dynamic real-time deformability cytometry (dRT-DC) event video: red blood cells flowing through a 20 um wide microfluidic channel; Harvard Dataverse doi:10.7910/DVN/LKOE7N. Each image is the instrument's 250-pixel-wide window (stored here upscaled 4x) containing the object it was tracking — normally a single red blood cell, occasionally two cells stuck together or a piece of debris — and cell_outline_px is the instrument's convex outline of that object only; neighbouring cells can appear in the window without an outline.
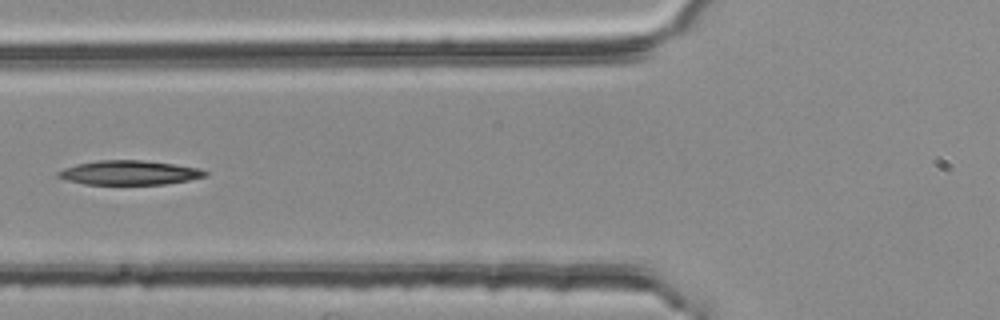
{"species": "common noctule bat (a hibernating species)", "species_latin": "Nyctalus noctula", "temperature_condition": "room temperature", "stored_images_in_passage": 5, "camera_frame_rate_fps": 3000, "um_per_image_px": 0.085, "animal": {"sex": "female", "body_mass_g": 25.1}, "frame": {"image": 1, "passage_image": 5, "time_ms": 1.333, "image_size_px": [1000, 320], "cell_outline_px": [[208, 176], [188, 180], [164, 184], [84, 184], [68, 180], [56, 176], [56, 172], [64, 168], [76, 164], [96, 160], [140, 160], [172, 164], [200, 168], [208, 172]], "centroid_in_image_um": [10.98, 14.67], "position_along_channel_um": 114.8, "area_um2": 20.75}}